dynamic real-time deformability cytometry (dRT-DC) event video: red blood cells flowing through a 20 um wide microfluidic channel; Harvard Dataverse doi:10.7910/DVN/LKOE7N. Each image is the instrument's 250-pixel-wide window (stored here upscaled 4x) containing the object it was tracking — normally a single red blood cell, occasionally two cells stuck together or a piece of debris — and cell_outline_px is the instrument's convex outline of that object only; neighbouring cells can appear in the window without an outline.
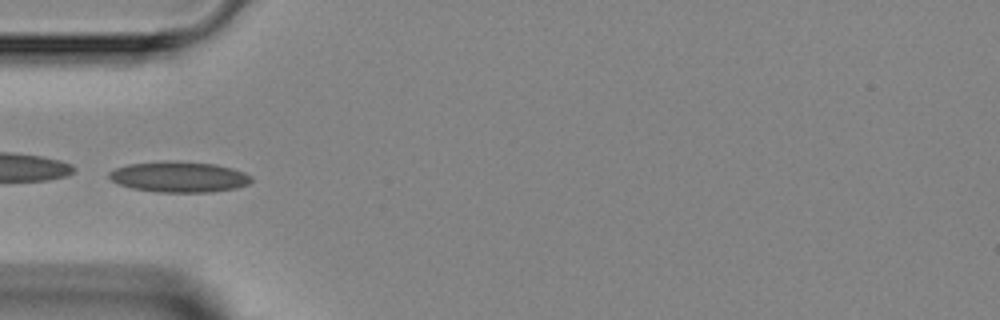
{"species": "Egyptian fruit bat (a non-hibernating species)", "species_latin": "Rousettus aegyptiacus", "temperature_condition": "room temperature", "stored_images_in_passage": 2, "camera_frame_rate_fps": 3000, "um_per_image_px": 0.085, "animal": {"sex": "female"}, "frame": {"image": 1, "passage_image": 1, "time_ms": 0.0, "image_size_px": [1000, 320], "cell_outline_px": [[252, 180], [248, 184], [236, 188], [212, 192], [160, 192], [132, 188], [120, 184], [112, 180], [108, 176], [108, 172], [116, 168], [128, 164], [164, 160], [176, 160], [216, 164], [232, 168], [244, 172], [252, 176]], "centroid_in_image_um": [15.24, 15.02], "position_along_channel_um": 69.8, "area_um2": 25.66}}
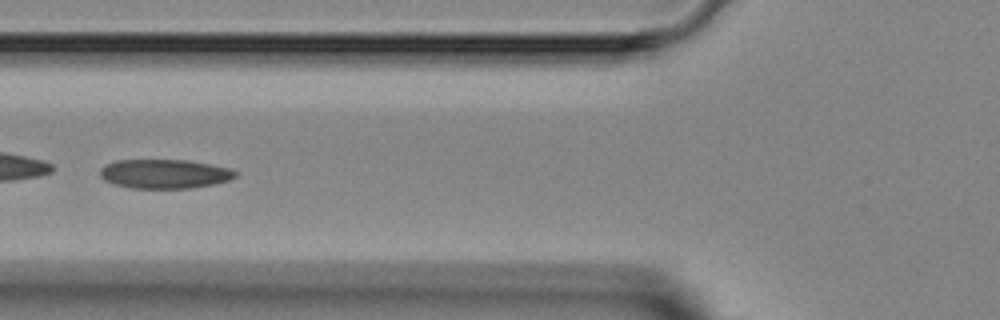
{"frame": {"image": 2, "passage_image": 2, "time_ms": 1.0, "image_size_px": [1000, 320], "cell_outline_px": [[236, 176], [228, 180], [212, 184], [192, 188], [132, 188], [116, 184], [104, 180], [100, 176], [100, 168], [104, 164], [116, 160], [188, 160], [228, 168], [236, 172]], "centroid_in_image_um": [13.93, 14.77], "position_along_channel_um": 111.9, "area_um2": 22.83}}